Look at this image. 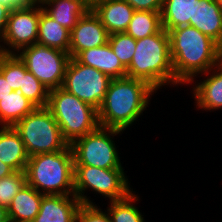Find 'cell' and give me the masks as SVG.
I'll return each mask as SVG.
<instances>
[{"label": "cell", "instance_id": "cell-33", "mask_svg": "<svg viewBox=\"0 0 222 222\" xmlns=\"http://www.w3.org/2000/svg\"><path fill=\"white\" fill-rule=\"evenodd\" d=\"M13 90L10 88L9 83L5 80L4 76L0 73V101L2 98L9 95Z\"/></svg>", "mask_w": 222, "mask_h": 222}, {"label": "cell", "instance_id": "cell-9", "mask_svg": "<svg viewBox=\"0 0 222 222\" xmlns=\"http://www.w3.org/2000/svg\"><path fill=\"white\" fill-rule=\"evenodd\" d=\"M22 51V52H21ZM19 58L47 90L62 87L67 65L70 61L69 53L47 47L36 42L31 46L22 48Z\"/></svg>", "mask_w": 222, "mask_h": 222}, {"label": "cell", "instance_id": "cell-25", "mask_svg": "<svg viewBox=\"0 0 222 222\" xmlns=\"http://www.w3.org/2000/svg\"><path fill=\"white\" fill-rule=\"evenodd\" d=\"M0 45V73L13 91L22 89L25 63L9 48Z\"/></svg>", "mask_w": 222, "mask_h": 222}, {"label": "cell", "instance_id": "cell-32", "mask_svg": "<svg viewBox=\"0 0 222 222\" xmlns=\"http://www.w3.org/2000/svg\"><path fill=\"white\" fill-rule=\"evenodd\" d=\"M11 9L12 8L10 6L0 3V40H1L0 42H2L3 40L7 20Z\"/></svg>", "mask_w": 222, "mask_h": 222}, {"label": "cell", "instance_id": "cell-2", "mask_svg": "<svg viewBox=\"0 0 222 222\" xmlns=\"http://www.w3.org/2000/svg\"><path fill=\"white\" fill-rule=\"evenodd\" d=\"M154 91L141 79L128 76L112 79L98 109L99 125L124 131L146 109Z\"/></svg>", "mask_w": 222, "mask_h": 222}, {"label": "cell", "instance_id": "cell-8", "mask_svg": "<svg viewBox=\"0 0 222 222\" xmlns=\"http://www.w3.org/2000/svg\"><path fill=\"white\" fill-rule=\"evenodd\" d=\"M108 132V133H107ZM122 130L99 126L96 130L75 140L70 146L74 165L95 166L102 169L123 168L111 135Z\"/></svg>", "mask_w": 222, "mask_h": 222}, {"label": "cell", "instance_id": "cell-34", "mask_svg": "<svg viewBox=\"0 0 222 222\" xmlns=\"http://www.w3.org/2000/svg\"><path fill=\"white\" fill-rule=\"evenodd\" d=\"M14 172H15V170L12 167H10L9 165L0 161V179L4 178Z\"/></svg>", "mask_w": 222, "mask_h": 222}, {"label": "cell", "instance_id": "cell-11", "mask_svg": "<svg viewBox=\"0 0 222 222\" xmlns=\"http://www.w3.org/2000/svg\"><path fill=\"white\" fill-rule=\"evenodd\" d=\"M16 6L11 9L3 36L4 45L13 48L18 52L27 46H31L37 42L38 22L41 13V5L39 7Z\"/></svg>", "mask_w": 222, "mask_h": 222}, {"label": "cell", "instance_id": "cell-12", "mask_svg": "<svg viewBox=\"0 0 222 222\" xmlns=\"http://www.w3.org/2000/svg\"><path fill=\"white\" fill-rule=\"evenodd\" d=\"M108 38L106 28L90 10L70 31L69 55L74 58L81 51L103 46L108 43Z\"/></svg>", "mask_w": 222, "mask_h": 222}, {"label": "cell", "instance_id": "cell-36", "mask_svg": "<svg viewBox=\"0 0 222 222\" xmlns=\"http://www.w3.org/2000/svg\"><path fill=\"white\" fill-rule=\"evenodd\" d=\"M0 222H10L8 218L7 208L0 206Z\"/></svg>", "mask_w": 222, "mask_h": 222}, {"label": "cell", "instance_id": "cell-30", "mask_svg": "<svg viewBox=\"0 0 222 222\" xmlns=\"http://www.w3.org/2000/svg\"><path fill=\"white\" fill-rule=\"evenodd\" d=\"M75 222H111L109 214L101 211L94 204H81Z\"/></svg>", "mask_w": 222, "mask_h": 222}, {"label": "cell", "instance_id": "cell-35", "mask_svg": "<svg viewBox=\"0 0 222 222\" xmlns=\"http://www.w3.org/2000/svg\"><path fill=\"white\" fill-rule=\"evenodd\" d=\"M16 6H31L40 3V0H11Z\"/></svg>", "mask_w": 222, "mask_h": 222}, {"label": "cell", "instance_id": "cell-29", "mask_svg": "<svg viewBox=\"0 0 222 222\" xmlns=\"http://www.w3.org/2000/svg\"><path fill=\"white\" fill-rule=\"evenodd\" d=\"M27 184L26 173L15 171L0 179V206L8 208L14 196Z\"/></svg>", "mask_w": 222, "mask_h": 222}, {"label": "cell", "instance_id": "cell-6", "mask_svg": "<svg viewBox=\"0 0 222 222\" xmlns=\"http://www.w3.org/2000/svg\"><path fill=\"white\" fill-rule=\"evenodd\" d=\"M13 127L19 133L29 157L61 151L69 145L47 107L35 108Z\"/></svg>", "mask_w": 222, "mask_h": 222}, {"label": "cell", "instance_id": "cell-27", "mask_svg": "<svg viewBox=\"0 0 222 222\" xmlns=\"http://www.w3.org/2000/svg\"><path fill=\"white\" fill-rule=\"evenodd\" d=\"M19 92L29 100L36 108L47 107L49 90L30 72L25 65L22 89Z\"/></svg>", "mask_w": 222, "mask_h": 222}, {"label": "cell", "instance_id": "cell-20", "mask_svg": "<svg viewBox=\"0 0 222 222\" xmlns=\"http://www.w3.org/2000/svg\"><path fill=\"white\" fill-rule=\"evenodd\" d=\"M215 68L210 77L193 87L196 104L204 110L222 108V60Z\"/></svg>", "mask_w": 222, "mask_h": 222}, {"label": "cell", "instance_id": "cell-37", "mask_svg": "<svg viewBox=\"0 0 222 222\" xmlns=\"http://www.w3.org/2000/svg\"><path fill=\"white\" fill-rule=\"evenodd\" d=\"M0 3L10 6L11 8L16 7V5L11 0H0Z\"/></svg>", "mask_w": 222, "mask_h": 222}, {"label": "cell", "instance_id": "cell-19", "mask_svg": "<svg viewBox=\"0 0 222 222\" xmlns=\"http://www.w3.org/2000/svg\"><path fill=\"white\" fill-rule=\"evenodd\" d=\"M44 195L26 184L13 198L7 208L10 222H32L40 210Z\"/></svg>", "mask_w": 222, "mask_h": 222}, {"label": "cell", "instance_id": "cell-10", "mask_svg": "<svg viewBox=\"0 0 222 222\" xmlns=\"http://www.w3.org/2000/svg\"><path fill=\"white\" fill-rule=\"evenodd\" d=\"M112 78L101 71L70 58L62 88L97 110L104 100Z\"/></svg>", "mask_w": 222, "mask_h": 222}, {"label": "cell", "instance_id": "cell-22", "mask_svg": "<svg viewBox=\"0 0 222 222\" xmlns=\"http://www.w3.org/2000/svg\"><path fill=\"white\" fill-rule=\"evenodd\" d=\"M196 0H163L160 12L162 26L168 32L194 21Z\"/></svg>", "mask_w": 222, "mask_h": 222}, {"label": "cell", "instance_id": "cell-3", "mask_svg": "<svg viewBox=\"0 0 222 222\" xmlns=\"http://www.w3.org/2000/svg\"><path fill=\"white\" fill-rule=\"evenodd\" d=\"M127 76L144 80L155 90L167 83L175 84L169 35L164 28L136 40V50L127 68Z\"/></svg>", "mask_w": 222, "mask_h": 222}, {"label": "cell", "instance_id": "cell-5", "mask_svg": "<svg viewBox=\"0 0 222 222\" xmlns=\"http://www.w3.org/2000/svg\"><path fill=\"white\" fill-rule=\"evenodd\" d=\"M47 108L60 126L61 134L69 145L100 126L98 110L62 87L49 91Z\"/></svg>", "mask_w": 222, "mask_h": 222}, {"label": "cell", "instance_id": "cell-24", "mask_svg": "<svg viewBox=\"0 0 222 222\" xmlns=\"http://www.w3.org/2000/svg\"><path fill=\"white\" fill-rule=\"evenodd\" d=\"M162 29L160 12L135 10L125 33L137 40L156 34Z\"/></svg>", "mask_w": 222, "mask_h": 222}, {"label": "cell", "instance_id": "cell-39", "mask_svg": "<svg viewBox=\"0 0 222 222\" xmlns=\"http://www.w3.org/2000/svg\"><path fill=\"white\" fill-rule=\"evenodd\" d=\"M90 4H92L96 0H87Z\"/></svg>", "mask_w": 222, "mask_h": 222}, {"label": "cell", "instance_id": "cell-21", "mask_svg": "<svg viewBox=\"0 0 222 222\" xmlns=\"http://www.w3.org/2000/svg\"><path fill=\"white\" fill-rule=\"evenodd\" d=\"M37 42L69 53L70 30L50 17L42 8L38 22Z\"/></svg>", "mask_w": 222, "mask_h": 222}, {"label": "cell", "instance_id": "cell-18", "mask_svg": "<svg viewBox=\"0 0 222 222\" xmlns=\"http://www.w3.org/2000/svg\"><path fill=\"white\" fill-rule=\"evenodd\" d=\"M29 156L19 133L14 127L0 129V161L15 171L25 172Z\"/></svg>", "mask_w": 222, "mask_h": 222}, {"label": "cell", "instance_id": "cell-16", "mask_svg": "<svg viewBox=\"0 0 222 222\" xmlns=\"http://www.w3.org/2000/svg\"><path fill=\"white\" fill-rule=\"evenodd\" d=\"M190 26L209 36L222 47V10L214 0H196Z\"/></svg>", "mask_w": 222, "mask_h": 222}, {"label": "cell", "instance_id": "cell-17", "mask_svg": "<svg viewBox=\"0 0 222 222\" xmlns=\"http://www.w3.org/2000/svg\"><path fill=\"white\" fill-rule=\"evenodd\" d=\"M43 10L59 24L72 30L78 20L91 10V4L87 0H40Z\"/></svg>", "mask_w": 222, "mask_h": 222}, {"label": "cell", "instance_id": "cell-31", "mask_svg": "<svg viewBox=\"0 0 222 222\" xmlns=\"http://www.w3.org/2000/svg\"><path fill=\"white\" fill-rule=\"evenodd\" d=\"M136 11L161 12L163 0H124Z\"/></svg>", "mask_w": 222, "mask_h": 222}, {"label": "cell", "instance_id": "cell-26", "mask_svg": "<svg viewBox=\"0 0 222 222\" xmlns=\"http://www.w3.org/2000/svg\"><path fill=\"white\" fill-rule=\"evenodd\" d=\"M138 201V197L132 192L124 199L110 201L107 209L111 222H144L138 208L132 202Z\"/></svg>", "mask_w": 222, "mask_h": 222}, {"label": "cell", "instance_id": "cell-4", "mask_svg": "<svg viewBox=\"0 0 222 222\" xmlns=\"http://www.w3.org/2000/svg\"><path fill=\"white\" fill-rule=\"evenodd\" d=\"M25 173L27 184L43 195H74V156L70 145L61 151L30 156Z\"/></svg>", "mask_w": 222, "mask_h": 222}, {"label": "cell", "instance_id": "cell-23", "mask_svg": "<svg viewBox=\"0 0 222 222\" xmlns=\"http://www.w3.org/2000/svg\"><path fill=\"white\" fill-rule=\"evenodd\" d=\"M35 108L19 91H12L0 101V124L13 127Z\"/></svg>", "mask_w": 222, "mask_h": 222}, {"label": "cell", "instance_id": "cell-38", "mask_svg": "<svg viewBox=\"0 0 222 222\" xmlns=\"http://www.w3.org/2000/svg\"><path fill=\"white\" fill-rule=\"evenodd\" d=\"M222 10V0H214Z\"/></svg>", "mask_w": 222, "mask_h": 222}, {"label": "cell", "instance_id": "cell-28", "mask_svg": "<svg viewBox=\"0 0 222 222\" xmlns=\"http://www.w3.org/2000/svg\"><path fill=\"white\" fill-rule=\"evenodd\" d=\"M108 43L119 58L122 65L127 69L136 50V40L125 32L109 35Z\"/></svg>", "mask_w": 222, "mask_h": 222}, {"label": "cell", "instance_id": "cell-14", "mask_svg": "<svg viewBox=\"0 0 222 222\" xmlns=\"http://www.w3.org/2000/svg\"><path fill=\"white\" fill-rule=\"evenodd\" d=\"M69 197V195H44L40 210L32 222H75L81 202L75 195Z\"/></svg>", "mask_w": 222, "mask_h": 222}, {"label": "cell", "instance_id": "cell-13", "mask_svg": "<svg viewBox=\"0 0 222 222\" xmlns=\"http://www.w3.org/2000/svg\"><path fill=\"white\" fill-rule=\"evenodd\" d=\"M91 10L109 35L125 32L135 12L124 0H96L91 4Z\"/></svg>", "mask_w": 222, "mask_h": 222}, {"label": "cell", "instance_id": "cell-1", "mask_svg": "<svg viewBox=\"0 0 222 222\" xmlns=\"http://www.w3.org/2000/svg\"><path fill=\"white\" fill-rule=\"evenodd\" d=\"M168 35L175 85L193 82L198 73H210L222 60V47L195 27L171 29Z\"/></svg>", "mask_w": 222, "mask_h": 222}, {"label": "cell", "instance_id": "cell-7", "mask_svg": "<svg viewBox=\"0 0 222 222\" xmlns=\"http://www.w3.org/2000/svg\"><path fill=\"white\" fill-rule=\"evenodd\" d=\"M73 176L74 195L81 204L93 203L84 195V191L89 188L108 197L110 201L124 199L131 193L123 168L102 169L95 166L74 165Z\"/></svg>", "mask_w": 222, "mask_h": 222}, {"label": "cell", "instance_id": "cell-15", "mask_svg": "<svg viewBox=\"0 0 222 222\" xmlns=\"http://www.w3.org/2000/svg\"><path fill=\"white\" fill-rule=\"evenodd\" d=\"M79 63L93 67L112 79L127 76V69L111 49L109 43L79 52L74 57Z\"/></svg>", "mask_w": 222, "mask_h": 222}]
</instances>
